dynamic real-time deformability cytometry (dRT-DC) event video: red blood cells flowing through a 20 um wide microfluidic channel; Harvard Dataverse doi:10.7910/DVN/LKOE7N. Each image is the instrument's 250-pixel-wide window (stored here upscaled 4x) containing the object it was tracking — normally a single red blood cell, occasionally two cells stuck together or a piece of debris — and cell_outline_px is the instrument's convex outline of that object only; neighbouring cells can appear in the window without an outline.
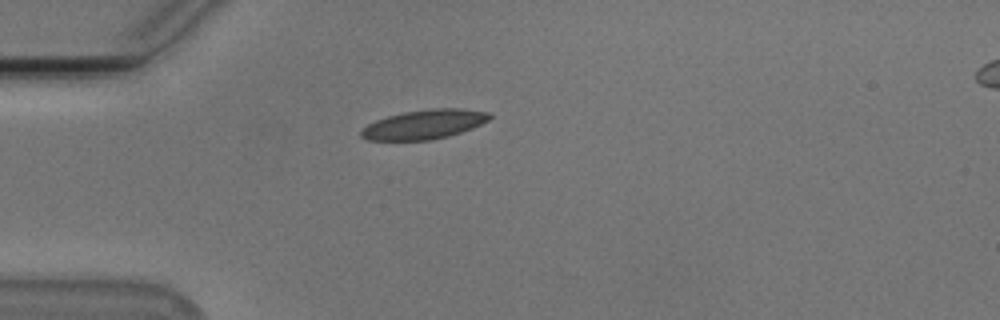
{"species": "Egyptian fruit bat (a non-hibernating species)", "species_latin": "Rousettus aegyptiacus", "temperature_condition": "cold", "stored_images_in_passage": 40, "camera_frame_rate_fps": 3000, "um_per_image_px": 0.085, "animal": {"sex": "male"}, "frame": {"image": 1, "passage_image": 1, "time_ms": 0.0, "image_size_px": [1000, 320], "cell_outline_px": [[492, 116], [488, 120], [472, 128], [448, 136], [432, 140], [368, 140], [360, 136], [360, 132], [368, 124], [376, 120], [388, 116], [404, 112], [432, 108], [460, 108], [488, 112]], "centroid_in_image_um": [36.05, 10.57], "position_along_channel_um": 48.9, "area_um2": 21.79}}
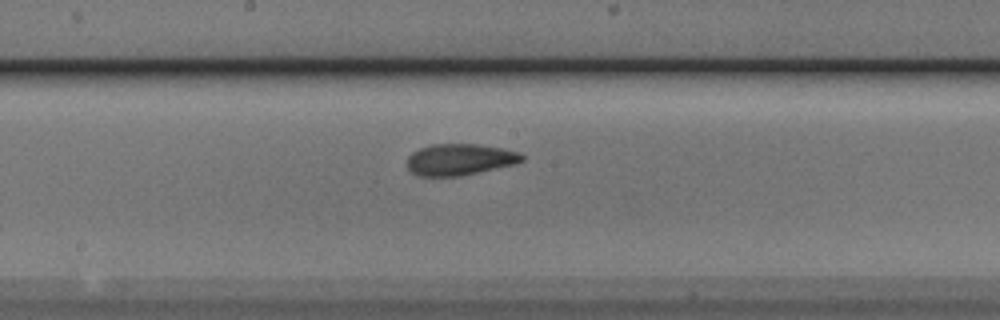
{"frame": {"image": 2, "passage_image": 15, "time_ms": 4.667, "image_size_px": [1000, 320], "cell_outline_px": [[524, 160], [516, 164], [460, 176], [420, 176], [412, 172], [408, 168], [408, 156], [412, 152], [420, 148], [432, 144], [476, 144], [504, 148], [520, 152], [524, 156]], "centroid_in_image_um": [39.11, 13.55], "position_along_channel_um": 209.1, "area_um2": 21.1}}
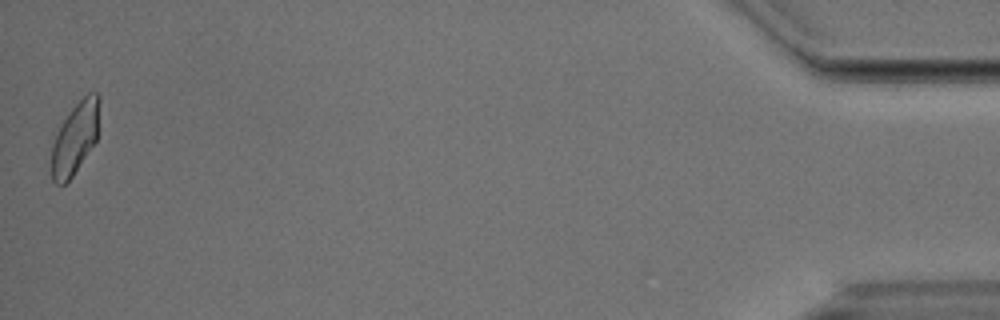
{"frame": {"image": 3, "passage_image": 40, "time_ms": 13.0, "image_size_px": [1000, 320], "cell_outline_px": [[100, 100], [96, 140], [72, 176], [64, 184], [56, 184], [52, 180], [52, 144], [64, 120], [72, 108], [88, 92], [96, 92], [100, 96]], "centroid_in_image_um": [6.4, 11.71], "position_along_channel_um": 428.8, "area_um2": 19.54}, "authors_computed_cell_mechanics": {"area_um2": 20.7213, "velocity_mm_per_s": 3.7567, "shape_relaxation_time_tau1_ms": 2.576, "shape_relaxation_time_tau2_ms": 1.4555, "deformation_change_tau1": 0.1405, "deformation_change_tau2": 0.0836}}